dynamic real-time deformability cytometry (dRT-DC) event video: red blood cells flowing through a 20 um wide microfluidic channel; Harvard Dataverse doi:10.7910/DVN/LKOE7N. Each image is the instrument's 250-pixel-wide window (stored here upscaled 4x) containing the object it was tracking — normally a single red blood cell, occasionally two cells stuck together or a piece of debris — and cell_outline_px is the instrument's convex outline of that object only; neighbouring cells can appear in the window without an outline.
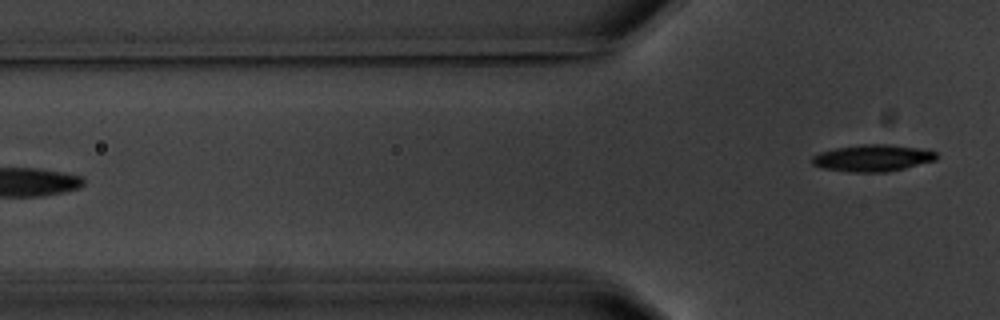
{"species": "common noctule bat (a hibernating species)", "species_latin": "Nyctalus noctula", "temperature_condition": "warm", "stored_images_in_passage": 5, "camera_frame_rate_fps": 3000, "um_per_image_px": 0.085, "animal": {"sex": "male", "body_mass_g": 20.1, "forearm_length_mm": 53.5}, "frame": {"image": 1, "passage_image": 5, "time_ms": 5.0, "image_size_px": [1000, 320], "cell_outline_px": [[936, 160], [904, 168], [884, 172], [852, 172], [824, 168], [812, 164], [812, 156], [820, 152], [836, 148], [864, 144], [888, 144], [916, 148], [936, 152]], "centroid_in_image_um": [74.15, 13.43], "position_along_channel_um": 51.7, "area_um2": 19.07}}